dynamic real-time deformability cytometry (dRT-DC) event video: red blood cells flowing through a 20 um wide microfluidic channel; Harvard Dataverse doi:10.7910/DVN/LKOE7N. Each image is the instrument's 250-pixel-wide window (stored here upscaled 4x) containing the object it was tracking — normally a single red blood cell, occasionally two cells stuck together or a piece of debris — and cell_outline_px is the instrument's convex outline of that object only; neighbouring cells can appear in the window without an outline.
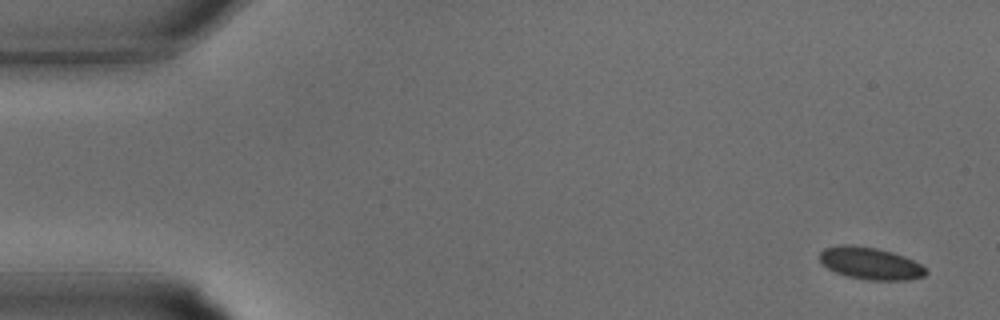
{"species": "common noctule bat (a hibernating species)", "species_latin": "Nyctalus noctula", "temperature_condition": "warm", "stored_images_in_passage": 33, "camera_frame_rate_fps": 3000, "um_per_image_px": 0.085, "animal": {"sex": "male", "body_mass_g": 15.6}, "frame": {"image": 1, "passage_image": 1, "time_ms": 0.0, "image_size_px": [1000, 320], "cell_outline_px": [[928, 272], [924, 276], [908, 280], [868, 280], [848, 276], [836, 272], [820, 264], [820, 252], [824, 248], [840, 244], [852, 244], [876, 248], [892, 252], [904, 256], [920, 264]], "centroid_in_image_um": [73.95, 22.38], "position_along_channel_um": 11.1, "area_um2": 19.94}}
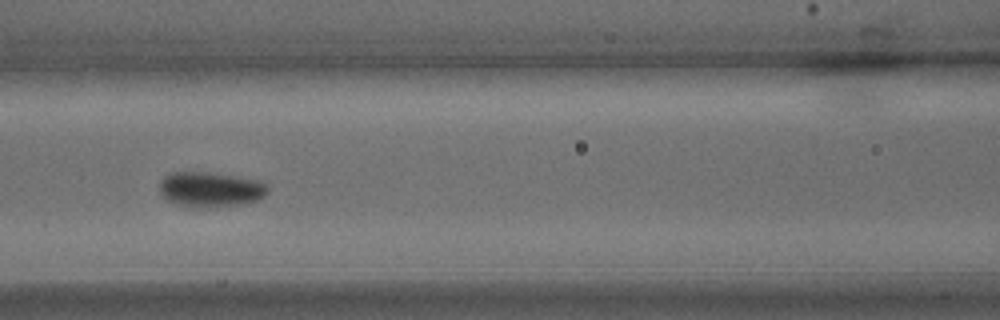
{"frame": {"image": 2, "passage_image": 14, "time_ms": 4.333, "image_size_px": [1000, 320], "cell_outline_px": [[268, 192], [260, 200], [244, 204], [212, 208], [192, 208], [172, 204], [160, 192], [160, 180], [168, 172], [212, 172], [260, 180], [268, 188]], "centroid_in_image_um": [17.88, 16.12], "position_along_channel_um": 148.7, "area_um2": 22.77}}
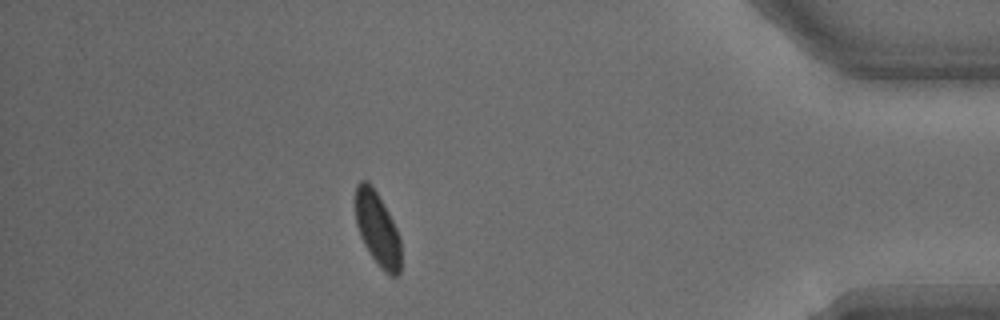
{"frame": {"image": 3, "passage_image": 29, "time_ms": 9.333, "image_size_px": [1000, 320], "cell_outline_px": [[400, 272], [396, 276], [392, 276], [384, 272], [380, 268], [364, 244], [360, 236], [356, 224], [356, 184], [360, 180], [368, 180], [372, 184], [388, 212], [400, 236]], "centroid_in_image_um": [32.08, 19.44], "position_along_channel_um": 403.1, "area_um2": 19.48}}